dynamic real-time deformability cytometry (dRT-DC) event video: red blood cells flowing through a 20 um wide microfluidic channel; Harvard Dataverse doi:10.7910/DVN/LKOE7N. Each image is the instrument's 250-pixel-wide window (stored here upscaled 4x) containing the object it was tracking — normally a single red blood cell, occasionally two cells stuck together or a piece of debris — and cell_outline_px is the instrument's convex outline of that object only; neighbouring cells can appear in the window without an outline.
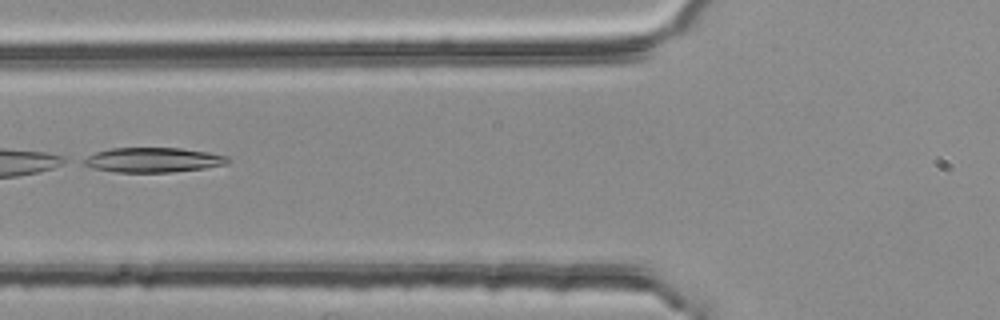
{"species": "common noctule bat (a hibernating species)", "species_latin": "Nyctalus noctula", "temperature_condition": "room temperature", "stored_images_in_passage": 3, "camera_frame_rate_fps": 3000, "um_per_image_px": 0.085, "animal": {"sex": "female", "body_mass_g": 25.1}, "frame": {"image": 1, "passage_image": 3, "time_ms": 0.667, "image_size_px": [1000, 320], "cell_outline_px": [[232, 160], [224, 164], [204, 168], [172, 172], [116, 172], [96, 168], [84, 164], [80, 160], [96, 152], [112, 148], [180, 148], [208, 152], [228, 156]], "centroid_in_image_um": [13.03, 13.59], "position_along_channel_um": 112.8, "area_um2": 20.63}}